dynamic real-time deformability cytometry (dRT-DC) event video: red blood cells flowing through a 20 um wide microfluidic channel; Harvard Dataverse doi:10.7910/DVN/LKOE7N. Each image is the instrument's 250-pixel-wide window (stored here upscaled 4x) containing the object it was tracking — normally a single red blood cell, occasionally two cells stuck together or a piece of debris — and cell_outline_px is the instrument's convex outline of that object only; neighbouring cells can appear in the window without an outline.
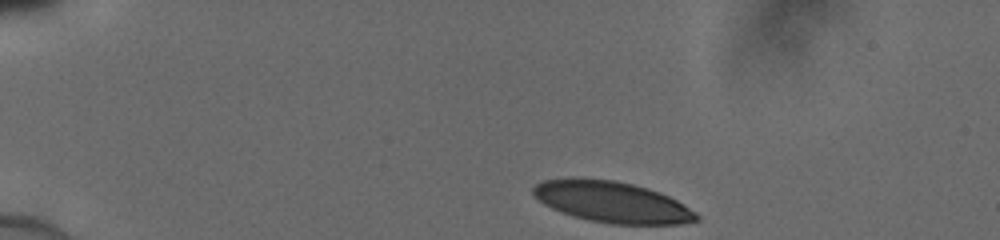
{"species": "human", "species_latin": "Homo sapiens", "temperature_condition": "cold", "stored_images_in_passage": 35, "camera_frame_rate_fps": 3000, "um_per_image_px": 0.085, "donor": {"sex": "male"}, "frame": {"image": 1, "passage_image": 1, "time_ms": 0.0, "image_size_px": [1000, 240], "cell_outline_px": [[700, 220], [680, 224], [608, 224], [588, 220], [572, 216], [552, 208], [544, 204], [532, 192], [532, 188], [536, 184], [544, 180], [576, 176], [616, 180], [648, 188], [660, 192], [676, 200], [696, 212], [700, 216]], "centroid_in_image_um": [52.02, 17.15], "position_along_channel_um": 33.0, "area_um2": 39.48}}
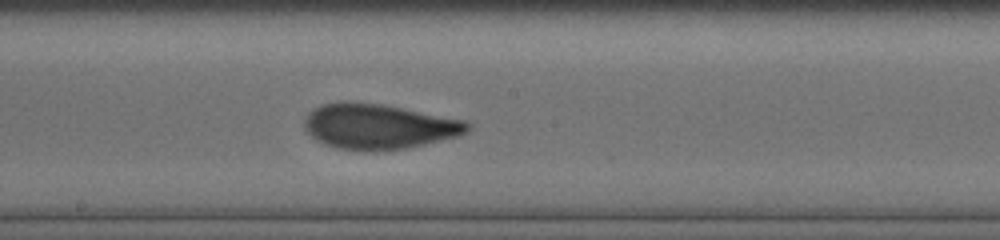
{"frame": {"image": 2, "passage_image": 20, "time_ms": 6.333, "image_size_px": [1000, 240], "cell_outline_px": [[472, 128], [468, 132], [460, 136], [424, 144], [404, 148], [372, 152], [340, 148], [324, 144], [316, 140], [304, 128], [304, 120], [308, 112], [312, 108], [320, 104], [340, 100], [344, 100], [384, 104], [464, 120], [472, 124]], "centroid_in_image_um": [32.17, 10.73], "position_along_channel_um": 216.0, "area_um2": 43.52}}
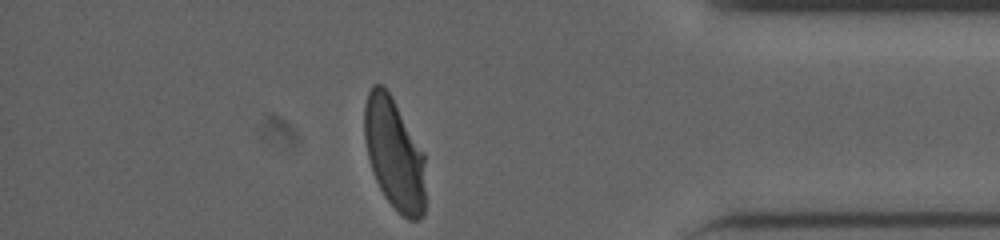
{"frame": {"image": 3, "passage_image": 35, "time_ms": 11.333, "image_size_px": [1000, 240], "cell_outline_px": [[424, 216], [416, 220], [408, 220], [384, 196], [372, 172], [364, 140], [364, 104], [368, 92], [372, 84], [380, 84], [388, 92], [424, 152]], "centroid_in_image_um": [33.49, 13.08], "position_along_channel_um": 401.7, "area_um2": 39.3}}